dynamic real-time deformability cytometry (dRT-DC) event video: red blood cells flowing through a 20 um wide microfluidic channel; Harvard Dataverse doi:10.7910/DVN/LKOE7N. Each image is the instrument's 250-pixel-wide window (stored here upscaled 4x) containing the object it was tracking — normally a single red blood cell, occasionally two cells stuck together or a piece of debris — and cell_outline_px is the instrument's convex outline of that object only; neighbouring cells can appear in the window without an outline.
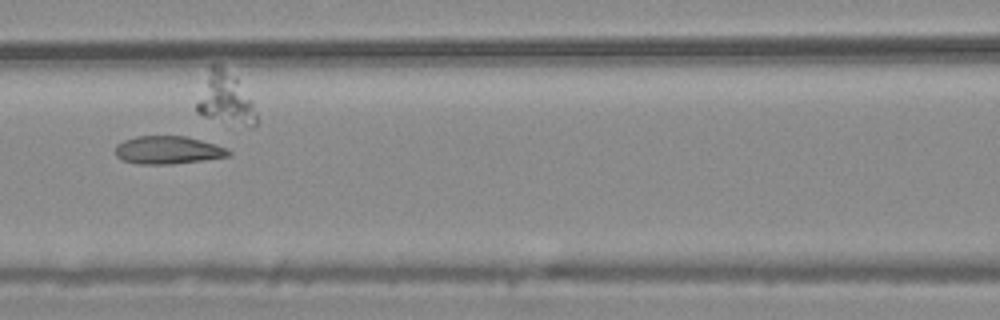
{"species": "common noctule bat (a hibernating species)", "species_latin": "Nyctalus noctula", "temperature_condition": "warm", "stored_images_in_passage": 10, "camera_frame_rate_fps": 3000, "um_per_image_px": 0.085, "animal": {"sex": "male", "body_mass_g": 20.4}, "frame": {"image": 1, "passage_image": 7, "time_ms": 2.0, "image_size_px": [1000, 320], "cell_outline_px": [[232, 152], [228, 156], [172, 164], [136, 164], [124, 160], [116, 156], [116, 144], [124, 140], [136, 136], [184, 136], [216, 144], [228, 148]], "centroid_in_image_um": [14.26, 12.75], "position_along_channel_um": 152.3, "area_um2": 18.32}}
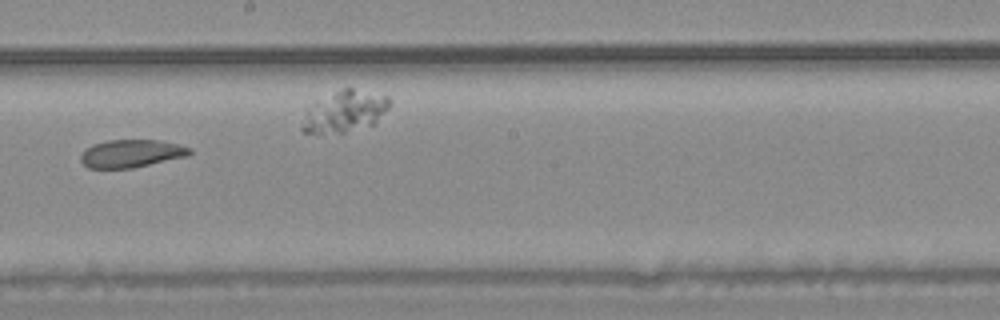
{"frame": {"image": 2, "passage_image": 9, "time_ms": 2.667, "image_size_px": [1000, 320], "cell_outline_px": [[192, 152], [188, 156], [132, 168], [88, 168], [80, 160], [80, 156], [92, 144], [108, 140], [160, 140], [192, 148]], "centroid_in_image_um": [11.18, 13.05], "position_along_channel_um": 237.0, "area_um2": 17.57}}